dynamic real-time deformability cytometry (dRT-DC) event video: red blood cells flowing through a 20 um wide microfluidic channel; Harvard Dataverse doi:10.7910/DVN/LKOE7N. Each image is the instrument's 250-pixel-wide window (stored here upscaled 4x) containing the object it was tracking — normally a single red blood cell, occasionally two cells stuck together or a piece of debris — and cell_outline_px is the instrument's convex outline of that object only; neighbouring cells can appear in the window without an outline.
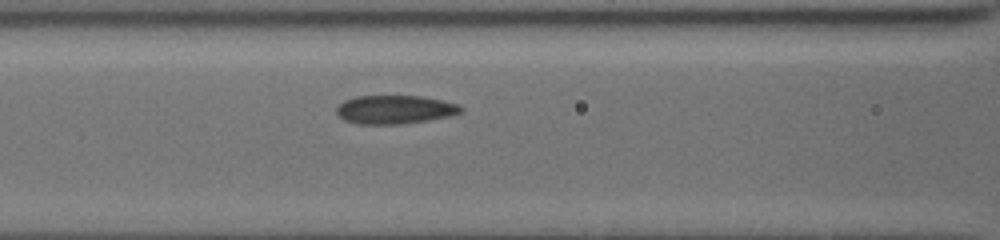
{"species": "common noctule bat (a hibernating species)", "species_latin": "Nyctalus noctula", "temperature_condition": "cold", "stored_images_in_passage": 8, "camera_frame_rate_fps": 3000, "um_per_image_px": 0.085, "animal": {"sex": "female", "body_mass_g": 19.5, "forearm_length_mm": 54.1}, "frame": {"image": 1, "passage_image": 5, "time_ms": 2.333, "image_size_px": [1000, 240], "cell_outline_px": [[464, 108], [460, 112], [448, 116], [428, 120], [400, 124], [356, 124], [344, 120], [336, 112], [336, 108], [344, 100], [356, 96], [424, 96], [444, 100], [460, 104]], "centroid_in_image_um": [33.57, 9.3], "position_along_channel_um": 133.0, "area_um2": 20.81}}
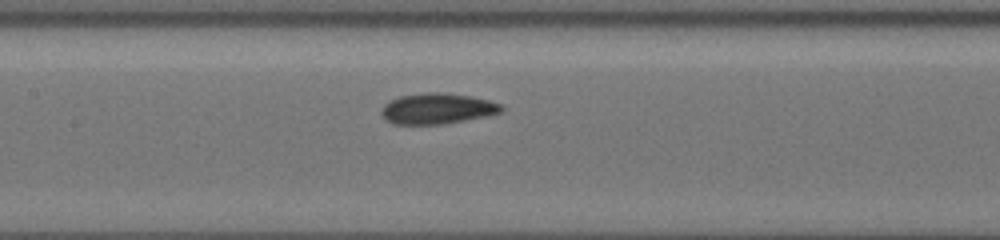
{"frame": {"image": 2, "passage_image": 7, "time_ms": 3.333, "image_size_px": [1000, 240], "cell_outline_px": [[504, 108], [500, 112], [488, 116], [440, 124], [392, 124], [380, 112], [380, 108], [388, 100], [400, 96], [424, 92], [444, 92], [468, 96], [488, 100], [500, 104]], "centroid_in_image_um": [37.13, 9.22], "position_along_channel_um": 170.3, "area_um2": 21.44}}